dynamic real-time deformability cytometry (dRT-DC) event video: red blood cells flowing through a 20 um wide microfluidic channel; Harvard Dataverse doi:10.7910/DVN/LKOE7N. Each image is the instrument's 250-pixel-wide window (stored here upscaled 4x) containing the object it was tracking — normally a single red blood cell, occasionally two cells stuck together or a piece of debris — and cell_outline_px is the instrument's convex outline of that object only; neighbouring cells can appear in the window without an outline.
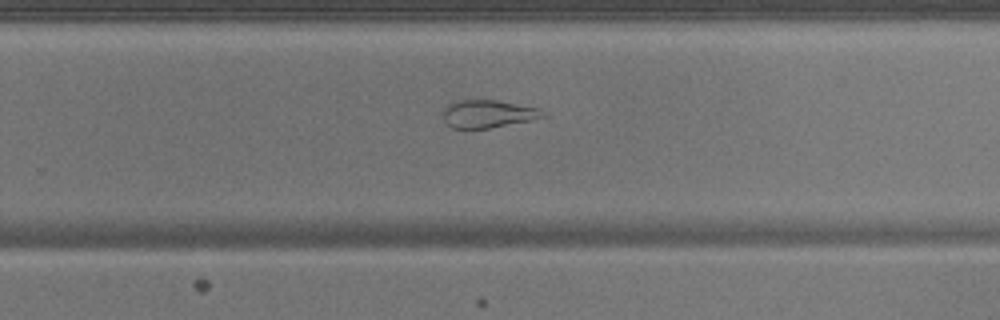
{"species": "common noctule bat (a hibernating species)", "species_latin": "Nyctalus noctula", "temperature_condition": "warm", "stored_images_in_passage": 41, "camera_frame_rate_fps": 3000, "um_per_image_px": 0.085, "animal": {"sex": "male", "body_mass_g": 17.9}, "frame": {"image": 1, "passage_image": 24, "time_ms": 7.667, "image_size_px": [1000, 320], "cell_outline_px": [[548, 116], [532, 120], [488, 128], [452, 128], [444, 120], [440, 112], [440, 108], [444, 104], [452, 100], [496, 100], [540, 108], [548, 112]], "centroid_in_image_um": [41.44, 9.65], "position_along_channel_um": 288.4, "area_um2": 16.7}}
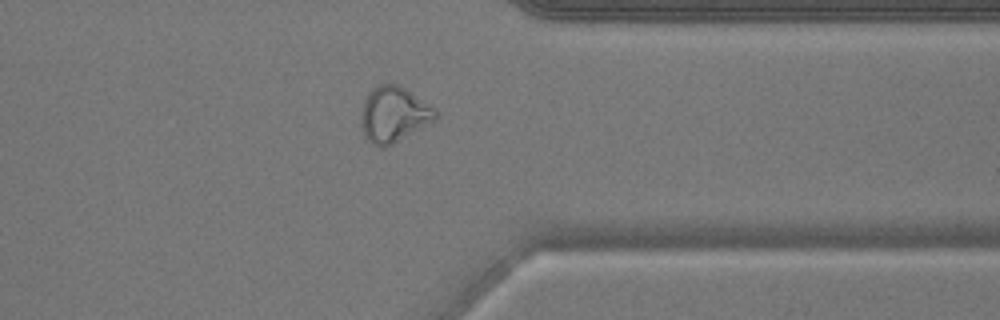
{"frame": {"image": 2, "passage_image": 31, "time_ms": 10.0, "image_size_px": [1000, 320], "cell_outline_px": [[436, 120], [384, 148], [380, 148], [372, 144], [364, 136], [360, 116], [364, 100], [368, 92], [372, 88], [380, 84], [396, 84], [404, 88], [432, 108], [436, 112]], "centroid_in_image_um": [33.4, 9.74], "position_along_channel_um": 378.0, "area_um2": 23.64}}
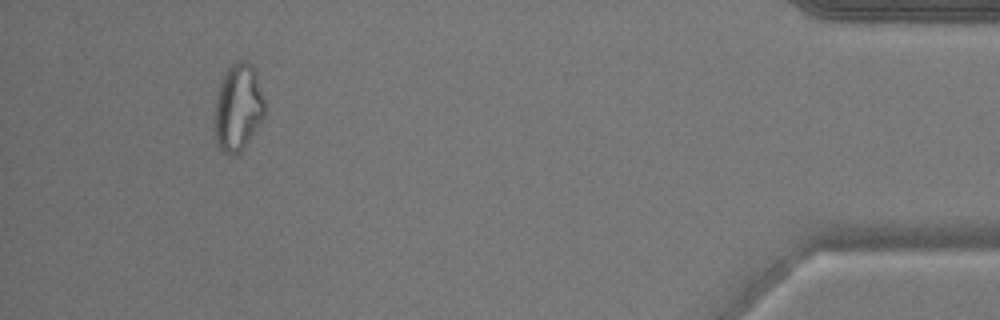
{"frame": {"image": 3, "passage_image": 38, "time_ms": 12.333, "image_size_px": [1000, 320], "cell_outline_px": [[264, 116], [244, 148], [240, 152], [232, 156], [228, 156], [220, 148], [216, 140], [216, 96], [224, 72], [228, 64], [236, 60], [244, 60], [252, 64], [264, 100]], "centroid_in_image_um": [20.23, 9.11], "position_along_channel_um": 415.0, "area_um2": 25.2}}